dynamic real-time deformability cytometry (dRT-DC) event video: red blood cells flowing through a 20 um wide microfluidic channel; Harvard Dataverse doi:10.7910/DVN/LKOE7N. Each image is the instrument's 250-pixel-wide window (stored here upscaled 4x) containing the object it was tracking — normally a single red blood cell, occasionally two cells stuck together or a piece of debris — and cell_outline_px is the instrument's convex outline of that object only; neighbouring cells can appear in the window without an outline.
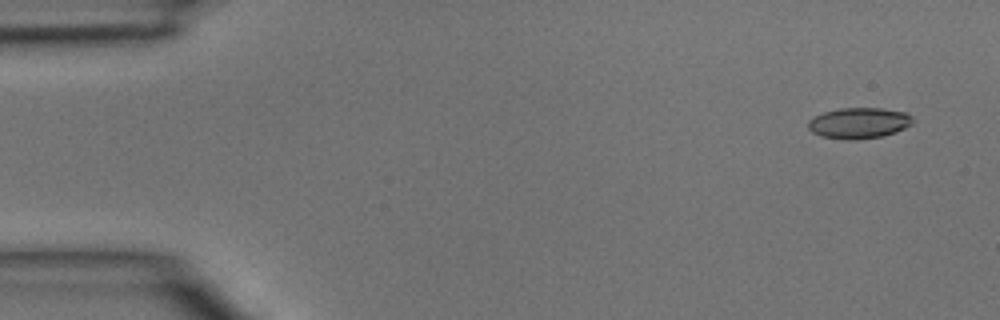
{"species": "common noctule bat (a hibernating species)", "species_latin": "Nyctalus noctula", "temperature_condition": "room temperature", "stored_images_in_passage": 5, "camera_frame_rate_fps": 3000, "um_per_image_px": 0.085, "animal": {"sex": "male", "body_mass_g": 15.6}, "frame": {"image": 1, "passage_image": 1, "time_ms": 0.0, "image_size_px": [1000, 320], "cell_outline_px": [[916, 120], [912, 124], [896, 132], [880, 136], [856, 140], [848, 140], [820, 136], [812, 132], [808, 128], [808, 120], [824, 112], [840, 108], [880, 108], [904, 112], [912, 116]], "centroid_in_image_um": [73.02, 10.46], "position_along_channel_um": 12.0, "area_um2": 18.84}}
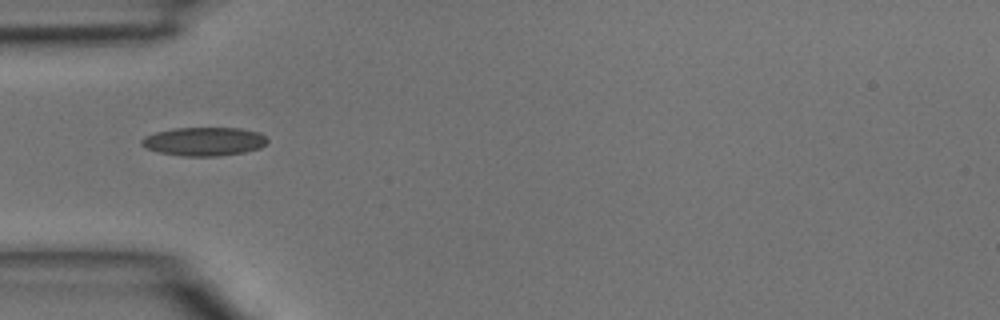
{"frame": {"image": 2, "passage_image": 4, "time_ms": 1.0, "image_size_px": [1000, 320], "cell_outline_px": [[268, 140], [260, 148], [244, 152], [220, 156], [180, 156], [160, 152], [144, 148], [140, 144], [140, 140], [144, 136], [156, 132], [176, 128], [240, 128], [260, 132]], "centroid_in_image_um": [17.32, 12.03], "position_along_channel_um": 67.7, "area_um2": 21.04}}